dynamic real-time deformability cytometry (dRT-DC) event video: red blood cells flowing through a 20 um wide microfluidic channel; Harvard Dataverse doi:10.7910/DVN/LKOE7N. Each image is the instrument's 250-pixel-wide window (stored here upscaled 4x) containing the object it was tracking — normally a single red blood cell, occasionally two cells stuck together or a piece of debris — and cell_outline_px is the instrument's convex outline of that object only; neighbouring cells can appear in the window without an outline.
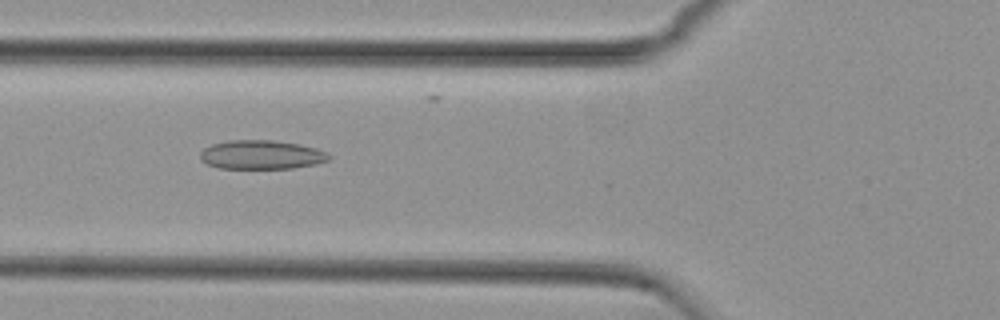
{"species": "common noctule bat (a hibernating species)", "species_latin": "Nyctalus noctula", "temperature_condition": "cold", "stored_images_in_passage": 42, "camera_frame_rate_fps": 3000, "um_per_image_px": 0.085, "animal": {"sex": "female", "body_mass_g": 29.2, "forearm_length_mm": 56.3}, "frame": {"image": 1, "passage_image": 8, "time_ms": 2.333, "image_size_px": [1000, 320], "cell_outline_px": [[332, 156], [328, 160], [316, 164], [292, 168], [216, 168], [200, 160], [200, 152], [204, 148], [212, 144], [228, 140], [272, 140], [300, 144], [316, 148], [328, 152]], "centroid_in_image_um": [22.22, 13.15], "position_along_channel_um": 103.6, "area_um2": 21.85}}
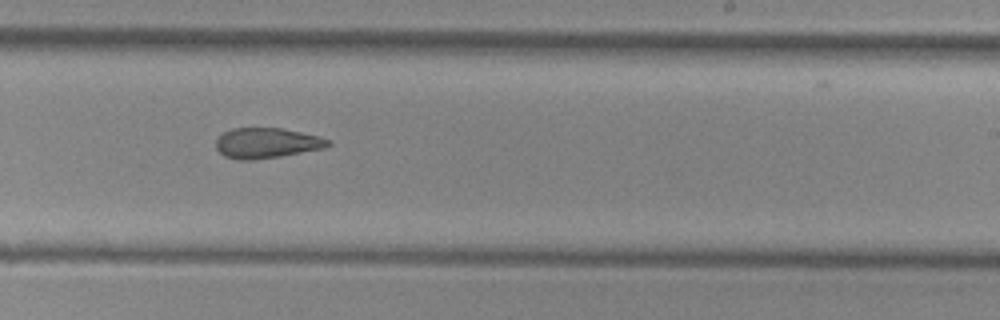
{"frame": {"image": 2, "passage_image": 21, "time_ms": 6.667, "image_size_px": [1000, 320], "cell_outline_px": [[332, 144], [324, 148], [280, 156], [252, 160], [240, 160], [224, 156], [216, 148], [216, 140], [224, 132], [232, 128], [280, 128], [320, 136], [328, 140]], "centroid_in_image_um": [22.66, 12.16], "position_along_channel_um": 266.3, "area_um2": 19.65}}
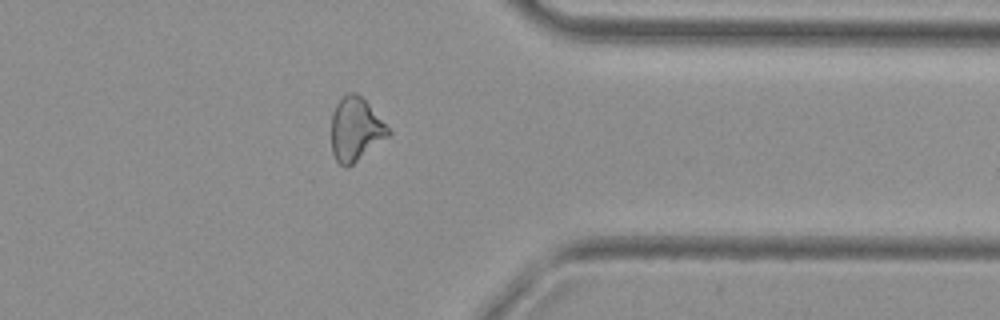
{"frame": {"image": 3, "passage_image": 31, "time_ms": 10.0, "image_size_px": [1000, 320], "cell_outline_px": [[392, 132], [388, 136], [348, 168], [344, 168], [336, 160], [332, 152], [332, 112], [336, 104], [348, 92], [356, 92], [368, 104]], "centroid_in_image_um": [30.2, 11.01], "position_along_channel_um": 381.2, "area_um2": 20.75}, "authors_computed_cell_mechanics": {"area_um2": 21.1837, "velocity_mm_per_s": 3.7532, "shape_relaxation_time_tau1_ms": null, "shape_relaxation_time_tau2_ms": 4.8896, "deformation_change_tau1": null, "deformation_change_tau2": 0.1372}}